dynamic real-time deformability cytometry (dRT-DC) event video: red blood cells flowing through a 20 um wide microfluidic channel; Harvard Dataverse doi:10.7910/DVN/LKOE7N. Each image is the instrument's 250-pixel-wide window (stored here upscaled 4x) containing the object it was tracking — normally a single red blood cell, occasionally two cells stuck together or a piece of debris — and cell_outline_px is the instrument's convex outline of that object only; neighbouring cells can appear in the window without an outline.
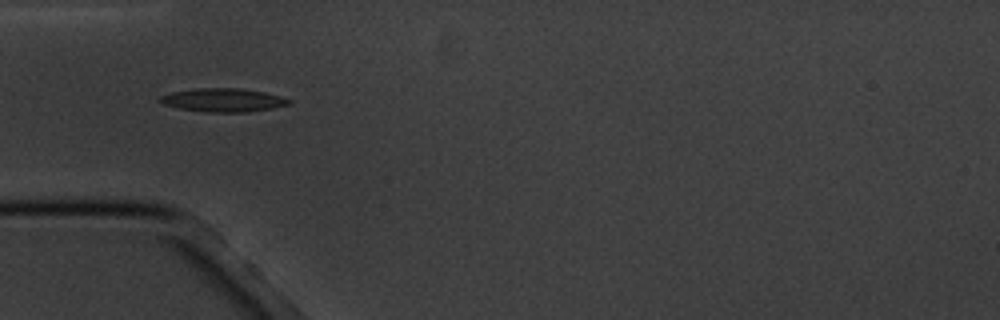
{"species": "common noctule bat (a hibernating species)", "species_latin": "Nyctalus noctula", "temperature_condition": "cold", "stored_images_in_passage": 3, "camera_frame_rate_fps": 3000, "um_per_image_px": 0.085, "animal": {"sex": "male", "body_mass_g": 20.1, "forearm_length_mm": 53.5}, "frame": {"image": 1, "passage_image": 1, "time_ms": 0.0, "image_size_px": [1000, 320], "cell_outline_px": [[292, 104], [272, 108], [248, 112], [204, 112], [180, 108], [164, 104], [156, 100], [160, 96], [172, 92], [196, 88], [240, 88], [264, 92], [280, 96], [292, 100]], "centroid_in_image_um": [18.98, 8.5], "position_along_channel_um": 66.0, "area_um2": 17.69}}
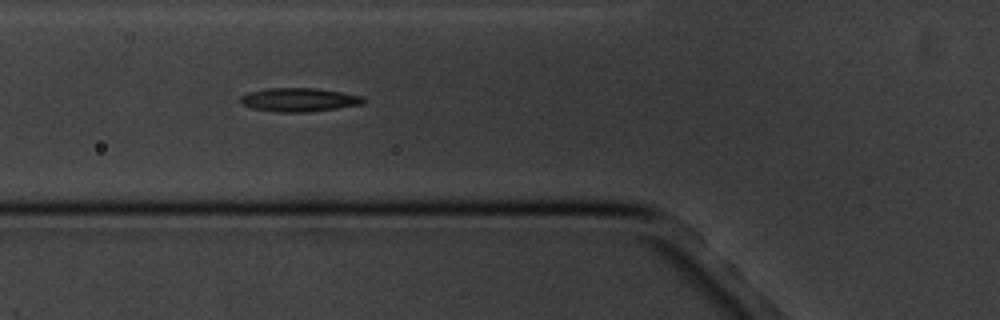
{"frame": {"image": 2, "passage_image": 2, "time_ms": 1.0, "image_size_px": [1000, 320], "cell_outline_px": [[364, 104], [336, 108], [304, 112], [276, 112], [252, 108], [240, 104], [240, 96], [248, 92], [268, 88], [316, 88], [364, 96]], "centroid_in_image_um": [25.39, 8.48], "position_along_channel_um": 100.4, "area_um2": 16.94}}
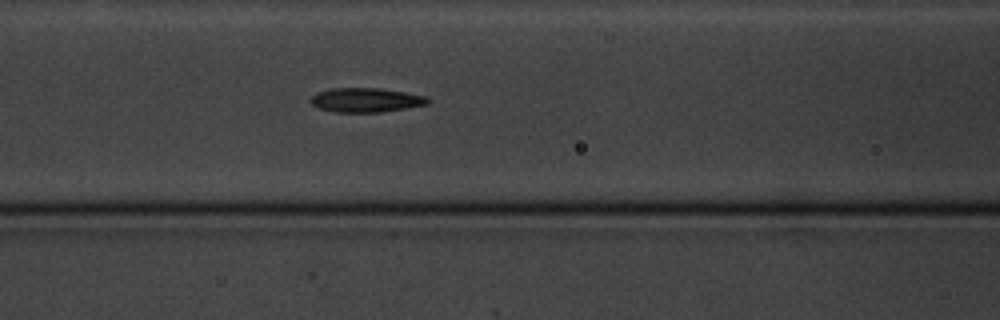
{"frame": {"image": 3, "passage_image": 3, "time_ms": 2.0, "image_size_px": [1000, 320], "cell_outline_px": [[428, 104], [380, 112], [336, 112], [320, 108], [312, 104], [308, 100], [316, 92], [332, 88], [380, 88], [428, 96]], "centroid_in_image_um": [31.07, 8.49], "position_along_channel_um": 135.5, "area_um2": 16.47}}